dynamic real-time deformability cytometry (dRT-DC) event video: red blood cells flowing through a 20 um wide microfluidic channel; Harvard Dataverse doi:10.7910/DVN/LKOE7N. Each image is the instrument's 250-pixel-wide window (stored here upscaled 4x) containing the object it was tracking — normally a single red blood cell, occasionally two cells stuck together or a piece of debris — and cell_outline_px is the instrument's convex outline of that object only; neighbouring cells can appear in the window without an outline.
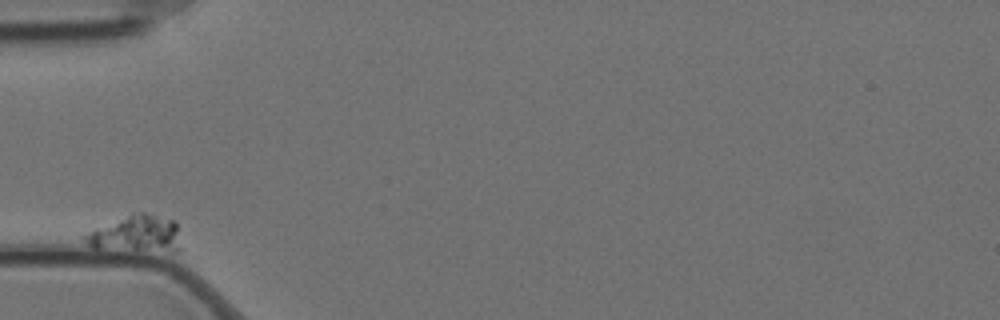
{"species": "Egyptian fruit bat (a non-hibernating species)", "species_latin": "Rousettus aegyptiacus", "temperature_condition": "cold", "stored_images_in_passage": 2, "camera_frame_rate_fps": 3000, "um_per_image_px": 0.085, "animal": {"sex": "female"}, "frame": {"image": 1, "passage_image": 1, "time_ms": 0.0, "image_size_px": [1000, 320], "cell_outline_px": [[180, 252], [172, 252], [92, 248], [80, 236], [96, 228], [132, 212], [144, 212], [176, 220], [180, 248]], "centroid_in_image_um": [11.59, 19.88], "position_along_channel_um": 73.4, "area_um2": 20.92}}